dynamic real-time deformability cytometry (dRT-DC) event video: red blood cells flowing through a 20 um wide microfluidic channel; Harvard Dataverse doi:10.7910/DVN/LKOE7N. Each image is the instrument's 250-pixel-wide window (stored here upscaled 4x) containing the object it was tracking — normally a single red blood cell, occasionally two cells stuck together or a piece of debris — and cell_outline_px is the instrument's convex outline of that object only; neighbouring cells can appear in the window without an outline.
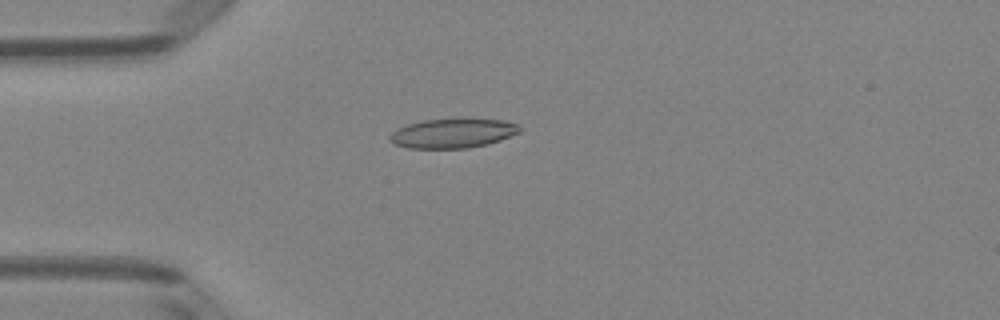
{"species": "Egyptian fruit bat (a non-hibernating species)", "species_latin": "Rousettus aegyptiacus", "temperature_condition": "room temperature", "stored_images_in_passage": 3, "camera_frame_rate_fps": 3000, "um_per_image_px": 0.085, "animal": {"sex": "female"}, "frame": {"image": 1, "passage_image": 2, "time_ms": 0.333, "image_size_px": [1000, 320], "cell_outline_px": [[520, 132], [500, 140], [488, 144], [468, 148], [408, 148], [396, 144], [388, 140], [388, 136], [396, 128], [408, 124], [424, 120], [504, 120], [516, 124], [520, 128]], "centroid_in_image_um": [38.44, 11.35], "position_along_channel_um": 46.6, "area_um2": 21.85}}